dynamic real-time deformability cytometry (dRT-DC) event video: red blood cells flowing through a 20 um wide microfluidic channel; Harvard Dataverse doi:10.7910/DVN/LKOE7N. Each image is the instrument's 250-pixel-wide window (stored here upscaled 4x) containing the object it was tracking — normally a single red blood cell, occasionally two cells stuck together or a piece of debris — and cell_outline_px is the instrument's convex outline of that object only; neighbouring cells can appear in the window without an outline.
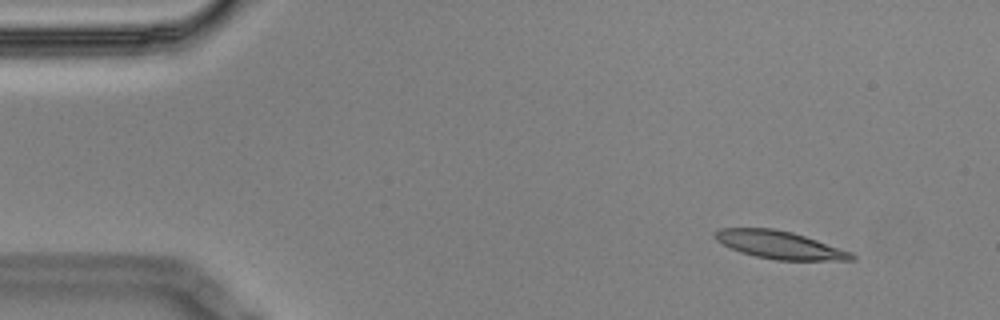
{"species": "Egyptian fruit bat (a non-hibernating species)", "species_latin": "Rousettus aegyptiacus", "temperature_condition": "cold", "stored_images_in_passage": 4, "camera_frame_rate_fps": 3000, "um_per_image_px": 0.085, "animal": {"sex": "male"}, "frame": {"image": 1, "passage_image": 1, "time_ms": 0.0, "image_size_px": [1000, 320], "cell_outline_px": [[856, 260], [776, 260], [756, 256], [740, 252], [728, 248], [716, 240], [712, 236], [712, 232], [720, 228], [772, 228], [792, 232], [852, 252], [856, 256]], "centroid_in_image_um": [66.21, 20.81], "position_along_channel_um": 18.8, "area_um2": 22.2}}
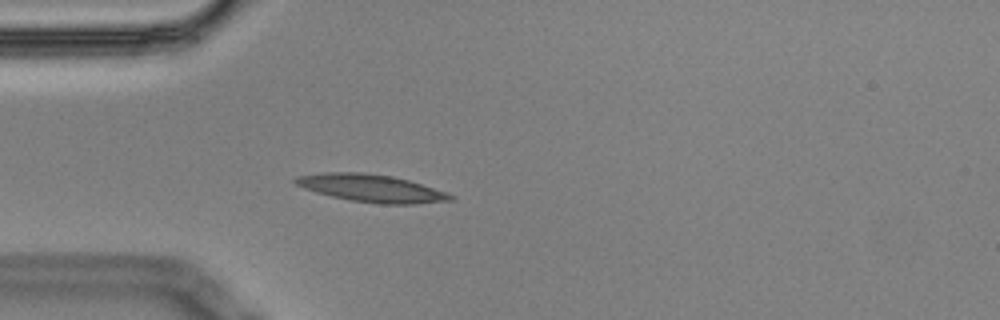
{"frame": {"image": 2, "passage_image": 4, "time_ms": 1.0, "image_size_px": [1000, 320], "cell_outline_px": [[456, 200], [416, 204], [380, 204], [348, 200], [316, 192], [304, 188], [296, 184], [292, 180], [296, 176], [324, 172], [364, 172], [392, 176], [408, 180], [456, 196]], "centroid_in_image_um": [31.56, 16.0], "position_along_channel_um": 53.4, "area_um2": 24.91}}